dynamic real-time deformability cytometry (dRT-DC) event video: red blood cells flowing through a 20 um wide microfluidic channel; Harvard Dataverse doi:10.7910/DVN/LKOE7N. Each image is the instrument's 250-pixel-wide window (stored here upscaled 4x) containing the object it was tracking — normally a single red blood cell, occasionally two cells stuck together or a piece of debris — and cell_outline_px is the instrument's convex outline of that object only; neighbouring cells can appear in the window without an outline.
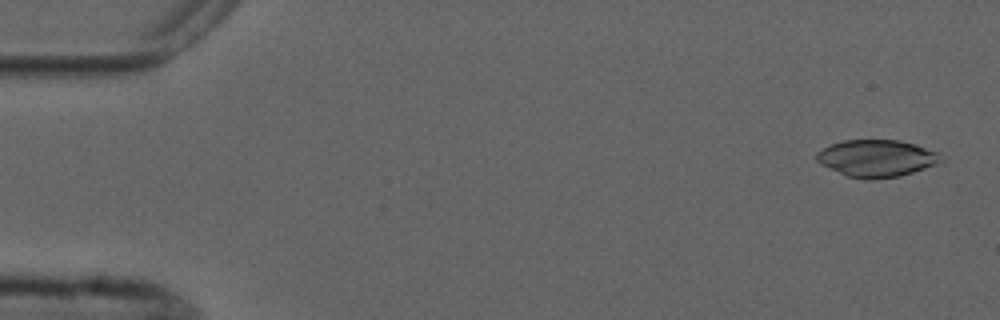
{"species": "common noctule bat (a hibernating species)", "species_latin": "Nyctalus noctula", "temperature_condition": "cold", "stored_images_in_passage": 4, "camera_frame_rate_fps": 3000, "um_per_image_px": 0.085, "animal": {"sex": "male", "forearm_length_mm": 52.5}, "frame": {"image": 1, "passage_image": 1, "time_ms": 0.0, "image_size_px": [1000, 320], "cell_outline_px": [[944, 160], [936, 164], [900, 176], [868, 180], [848, 176], [820, 164], [816, 160], [816, 152], [832, 144], [844, 140], [900, 140], [916, 144], [936, 152]], "centroid_in_image_um": [74.5, 13.45], "position_along_channel_um": 10.5, "area_um2": 26.65}}